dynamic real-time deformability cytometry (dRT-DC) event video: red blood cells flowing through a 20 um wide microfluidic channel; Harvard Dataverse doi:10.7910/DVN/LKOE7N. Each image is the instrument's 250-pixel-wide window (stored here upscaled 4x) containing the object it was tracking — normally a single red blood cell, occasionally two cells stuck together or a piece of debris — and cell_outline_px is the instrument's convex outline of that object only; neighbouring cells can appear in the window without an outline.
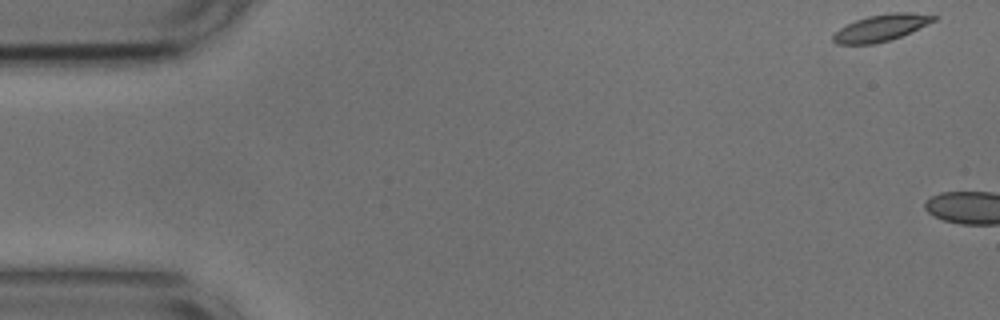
{"species": "common noctule bat (a hibernating species)", "species_latin": "Nyctalus noctula", "temperature_condition": "cold", "stored_images_in_passage": 4, "camera_frame_rate_fps": 3000, "um_per_image_px": 0.085, "animal": {"sex": "male", "body_mass_g": 17.9, "forearm_length_mm": 54.2}, "frame": {"image": 1, "passage_image": 1, "time_ms": 0.0, "image_size_px": [1000, 320], "cell_outline_px": [[940, 16], [936, 20], [900, 36], [888, 40], [872, 44], [836, 44], [832, 40], [832, 36], [840, 28], [856, 20], [868, 16], [892, 12], [908, 12]], "centroid_in_image_um": [74.88, 2.35], "position_along_channel_um": 10.1, "area_um2": 15.37}}